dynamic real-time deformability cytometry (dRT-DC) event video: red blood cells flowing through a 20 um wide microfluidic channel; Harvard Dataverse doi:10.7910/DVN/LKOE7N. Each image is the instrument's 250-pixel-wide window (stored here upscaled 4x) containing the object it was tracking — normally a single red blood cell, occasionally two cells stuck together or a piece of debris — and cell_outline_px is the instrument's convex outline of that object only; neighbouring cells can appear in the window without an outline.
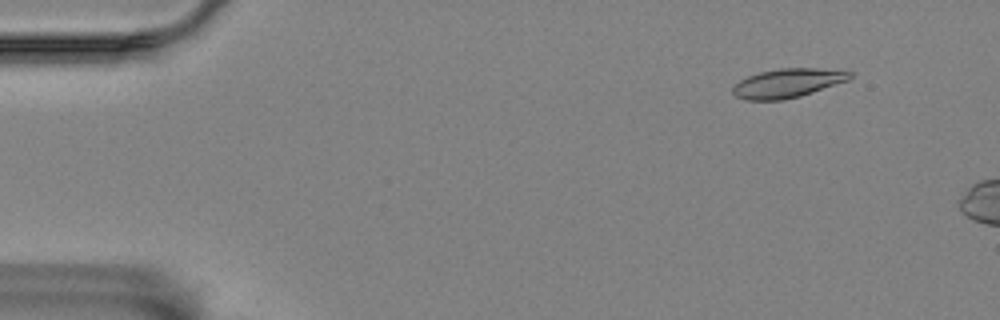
{"species": "Egyptian fruit bat (a non-hibernating species)", "species_latin": "Rousettus aegyptiacus", "temperature_condition": "room temperature", "stored_images_in_passage": 4, "camera_frame_rate_fps": 3000, "um_per_image_px": 0.085, "animal": {"sex": "female"}, "frame": {"image": 1, "passage_image": 2, "time_ms": 1.333, "image_size_px": [1000, 320], "cell_outline_px": [[852, 76], [848, 80], [800, 96], [784, 100], [744, 100], [736, 96], [732, 92], [732, 88], [740, 80], [748, 76], [760, 72], [780, 68], [816, 68], [852, 72]], "centroid_in_image_um": [66.91, 7.07], "position_along_channel_um": 18.1, "area_um2": 19.59}}